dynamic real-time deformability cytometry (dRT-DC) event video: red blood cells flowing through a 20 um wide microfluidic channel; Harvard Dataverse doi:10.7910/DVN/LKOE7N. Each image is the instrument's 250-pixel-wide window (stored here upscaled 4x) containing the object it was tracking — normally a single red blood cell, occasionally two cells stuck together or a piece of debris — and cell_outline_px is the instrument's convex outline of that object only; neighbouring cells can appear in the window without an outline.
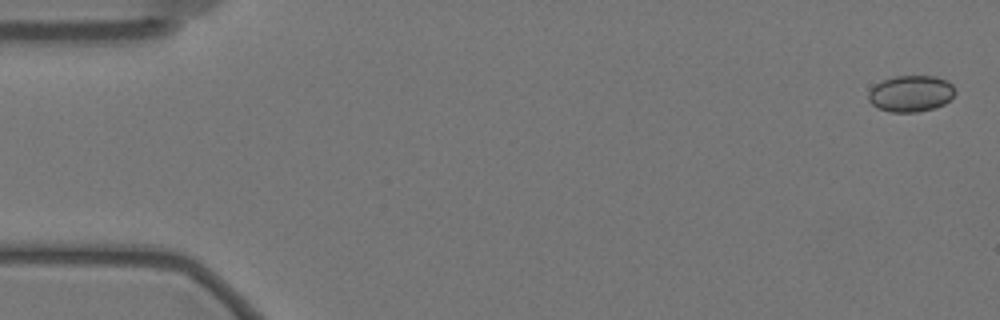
{"species": "Egyptian fruit bat (a non-hibernating species)", "species_latin": "Rousettus aegyptiacus", "temperature_condition": "warm", "stored_images_in_passage": 16, "camera_frame_rate_fps": 3000, "um_per_image_px": 0.085, "animal": {"sex": "female"}, "frame": {"image": 1, "passage_image": 2, "time_ms": 0.333, "image_size_px": [1000, 320], "cell_outline_px": [[956, 92], [944, 104], [932, 108], [916, 112], [892, 112], [880, 108], [872, 104], [868, 100], [868, 92], [876, 84], [884, 80], [896, 76], [936, 76], [948, 80], [952, 84]], "centroid_in_image_um": [77.44, 7.94], "position_along_channel_um": 7.6, "area_um2": 18.21}}
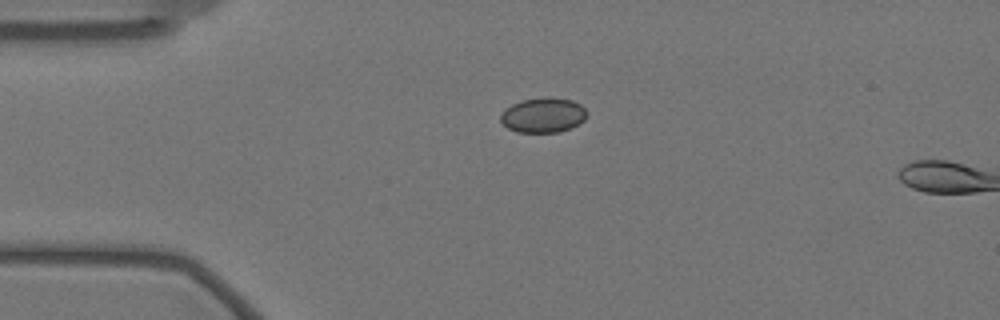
{"frame": {"image": 2, "passage_image": 14, "time_ms": 4.333, "image_size_px": [1000, 320], "cell_outline_px": [[588, 112], [584, 120], [560, 132], [516, 132], [508, 128], [500, 120], [500, 116], [504, 108], [520, 100], [548, 96], [572, 100], [580, 104]], "centroid_in_image_um": [46.14, 9.77], "position_along_channel_um": 38.9, "area_um2": 17.63}}